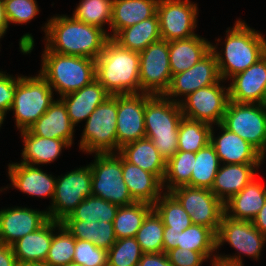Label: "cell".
I'll return each mask as SVG.
<instances>
[{
  "label": "cell",
  "mask_w": 266,
  "mask_h": 266,
  "mask_svg": "<svg viewBox=\"0 0 266 266\" xmlns=\"http://www.w3.org/2000/svg\"><path fill=\"white\" fill-rule=\"evenodd\" d=\"M42 29L50 51L90 59H96L110 39L101 28L64 14L51 17Z\"/></svg>",
  "instance_id": "cell-1"
},
{
  "label": "cell",
  "mask_w": 266,
  "mask_h": 266,
  "mask_svg": "<svg viewBox=\"0 0 266 266\" xmlns=\"http://www.w3.org/2000/svg\"><path fill=\"white\" fill-rule=\"evenodd\" d=\"M226 33L223 50H217L219 44H211L220 77L225 81L247 70L266 54V39L262 33L250 28L242 19H238Z\"/></svg>",
  "instance_id": "cell-2"
},
{
  "label": "cell",
  "mask_w": 266,
  "mask_h": 266,
  "mask_svg": "<svg viewBox=\"0 0 266 266\" xmlns=\"http://www.w3.org/2000/svg\"><path fill=\"white\" fill-rule=\"evenodd\" d=\"M139 52L120 47L111 38L95 59L96 80L111 95L139 94Z\"/></svg>",
  "instance_id": "cell-3"
},
{
  "label": "cell",
  "mask_w": 266,
  "mask_h": 266,
  "mask_svg": "<svg viewBox=\"0 0 266 266\" xmlns=\"http://www.w3.org/2000/svg\"><path fill=\"white\" fill-rule=\"evenodd\" d=\"M180 104L165 95L147 94L145 137L150 139L167 161L178 151V129L183 118Z\"/></svg>",
  "instance_id": "cell-4"
},
{
  "label": "cell",
  "mask_w": 266,
  "mask_h": 266,
  "mask_svg": "<svg viewBox=\"0 0 266 266\" xmlns=\"http://www.w3.org/2000/svg\"><path fill=\"white\" fill-rule=\"evenodd\" d=\"M39 74L60 97L96 79L95 59L59 54L44 47Z\"/></svg>",
  "instance_id": "cell-5"
},
{
  "label": "cell",
  "mask_w": 266,
  "mask_h": 266,
  "mask_svg": "<svg viewBox=\"0 0 266 266\" xmlns=\"http://www.w3.org/2000/svg\"><path fill=\"white\" fill-rule=\"evenodd\" d=\"M238 251L237 255L216 254V262L230 266H244L242 255L258 260L265 246L266 236L247 220H235L223 214L216 234V250L225 243Z\"/></svg>",
  "instance_id": "cell-6"
},
{
  "label": "cell",
  "mask_w": 266,
  "mask_h": 266,
  "mask_svg": "<svg viewBox=\"0 0 266 266\" xmlns=\"http://www.w3.org/2000/svg\"><path fill=\"white\" fill-rule=\"evenodd\" d=\"M54 90L38 73L37 76H20L16 83L14 101L11 107L15 126L19 131L28 129L43 115L55 101Z\"/></svg>",
  "instance_id": "cell-7"
},
{
  "label": "cell",
  "mask_w": 266,
  "mask_h": 266,
  "mask_svg": "<svg viewBox=\"0 0 266 266\" xmlns=\"http://www.w3.org/2000/svg\"><path fill=\"white\" fill-rule=\"evenodd\" d=\"M117 95H111L86 120L79 149L85 153H117Z\"/></svg>",
  "instance_id": "cell-8"
},
{
  "label": "cell",
  "mask_w": 266,
  "mask_h": 266,
  "mask_svg": "<svg viewBox=\"0 0 266 266\" xmlns=\"http://www.w3.org/2000/svg\"><path fill=\"white\" fill-rule=\"evenodd\" d=\"M89 165L92 171L93 196L118 206L133 204L122 177V156L117 153H96Z\"/></svg>",
  "instance_id": "cell-9"
},
{
  "label": "cell",
  "mask_w": 266,
  "mask_h": 266,
  "mask_svg": "<svg viewBox=\"0 0 266 266\" xmlns=\"http://www.w3.org/2000/svg\"><path fill=\"white\" fill-rule=\"evenodd\" d=\"M221 124L266 156V104L229 101Z\"/></svg>",
  "instance_id": "cell-10"
},
{
  "label": "cell",
  "mask_w": 266,
  "mask_h": 266,
  "mask_svg": "<svg viewBox=\"0 0 266 266\" xmlns=\"http://www.w3.org/2000/svg\"><path fill=\"white\" fill-rule=\"evenodd\" d=\"M89 196H93L90 165L71 170L64 176H58L54 198L47 208L49 219L63 221Z\"/></svg>",
  "instance_id": "cell-11"
},
{
  "label": "cell",
  "mask_w": 266,
  "mask_h": 266,
  "mask_svg": "<svg viewBox=\"0 0 266 266\" xmlns=\"http://www.w3.org/2000/svg\"><path fill=\"white\" fill-rule=\"evenodd\" d=\"M139 55L140 93L165 95L172 80L169 42L160 39L139 52Z\"/></svg>",
  "instance_id": "cell-12"
},
{
  "label": "cell",
  "mask_w": 266,
  "mask_h": 266,
  "mask_svg": "<svg viewBox=\"0 0 266 266\" xmlns=\"http://www.w3.org/2000/svg\"><path fill=\"white\" fill-rule=\"evenodd\" d=\"M221 82L225 80L221 79L184 97L179 102L184 118L214 126L220 124L230 101L228 87L221 85Z\"/></svg>",
  "instance_id": "cell-13"
},
{
  "label": "cell",
  "mask_w": 266,
  "mask_h": 266,
  "mask_svg": "<svg viewBox=\"0 0 266 266\" xmlns=\"http://www.w3.org/2000/svg\"><path fill=\"white\" fill-rule=\"evenodd\" d=\"M170 193L191 217L192 224L206 226L217 234L224 214V204L210 189L182 186Z\"/></svg>",
  "instance_id": "cell-14"
},
{
  "label": "cell",
  "mask_w": 266,
  "mask_h": 266,
  "mask_svg": "<svg viewBox=\"0 0 266 266\" xmlns=\"http://www.w3.org/2000/svg\"><path fill=\"white\" fill-rule=\"evenodd\" d=\"M198 6L190 0H159L156 14L160 35L168 42L197 35Z\"/></svg>",
  "instance_id": "cell-15"
},
{
  "label": "cell",
  "mask_w": 266,
  "mask_h": 266,
  "mask_svg": "<svg viewBox=\"0 0 266 266\" xmlns=\"http://www.w3.org/2000/svg\"><path fill=\"white\" fill-rule=\"evenodd\" d=\"M147 93L117 95V152L126 144L145 138Z\"/></svg>",
  "instance_id": "cell-16"
},
{
  "label": "cell",
  "mask_w": 266,
  "mask_h": 266,
  "mask_svg": "<svg viewBox=\"0 0 266 266\" xmlns=\"http://www.w3.org/2000/svg\"><path fill=\"white\" fill-rule=\"evenodd\" d=\"M221 80L217 59L212 50L190 69L172 76L171 84L165 96L174 102L198 89L216 84ZM177 98V99H175Z\"/></svg>",
  "instance_id": "cell-17"
},
{
  "label": "cell",
  "mask_w": 266,
  "mask_h": 266,
  "mask_svg": "<svg viewBox=\"0 0 266 266\" xmlns=\"http://www.w3.org/2000/svg\"><path fill=\"white\" fill-rule=\"evenodd\" d=\"M49 220L47 210L8 207L0 210V243L12 246L25 235L42 227Z\"/></svg>",
  "instance_id": "cell-18"
},
{
  "label": "cell",
  "mask_w": 266,
  "mask_h": 266,
  "mask_svg": "<svg viewBox=\"0 0 266 266\" xmlns=\"http://www.w3.org/2000/svg\"><path fill=\"white\" fill-rule=\"evenodd\" d=\"M230 101L266 104V54L247 70L230 78Z\"/></svg>",
  "instance_id": "cell-19"
},
{
  "label": "cell",
  "mask_w": 266,
  "mask_h": 266,
  "mask_svg": "<svg viewBox=\"0 0 266 266\" xmlns=\"http://www.w3.org/2000/svg\"><path fill=\"white\" fill-rule=\"evenodd\" d=\"M221 134L215 137L214 126L210 131V143L214 146L221 164L263 163L264 157L249 142L226 129L221 123L216 125Z\"/></svg>",
  "instance_id": "cell-20"
},
{
  "label": "cell",
  "mask_w": 266,
  "mask_h": 266,
  "mask_svg": "<svg viewBox=\"0 0 266 266\" xmlns=\"http://www.w3.org/2000/svg\"><path fill=\"white\" fill-rule=\"evenodd\" d=\"M8 176L12 187L38 198H54L56 177L47 174L37 166L23 163H9Z\"/></svg>",
  "instance_id": "cell-21"
},
{
  "label": "cell",
  "mask_w": 266,
  "mask_h": 266,
  "mask_svg": "<svg viewBox=\"0 0 266 266\" xmlns=\"http://www.w3.org/2000/svg\"><path fill=\"white\" fill-rule=\"evenodd\" d=\"M262 163L220 164L211 191L224 204L256 178Z\"/></svg>",
  "instance_id": "cell-22"
},
{
  "label": "cell",
  "mask_w": 266,
  "mask_h": 266,
  "mask_svg": "<svg viewBox=\"0 0 266 266\" xmlns=\"http://www.w3.org/2000/svg\"><path fill=\"white\" fill-rule=\"evenodd\" d=\"M28 130L39 137L62 139L71 146L74 143L75 126L71 123L66 106L60 98L55 100Z\"/></svg>",
  "instance_id": "cell-23"
},
{
  "label": "cell",
  "mask_w": 266,
  "mask_h": 266,
  "mask_svg": "<svg viewBox=\"0 0 266 266\" xmlns=\"http://www.w3.org/2000/svg\"><path fill=\"white\" fill-rule=\"evenodd\" d=\"M122 177L135 202H143L153 206L164 193L163 182L155 174L129 163L123 157Z\"/></svg>",
  "instance_id": "cell-24"
},
{
  "label": "cell",
  "mask_w": 266,
  "mask_h": 266,
  "mask_svg": "<svg viewBox=\"0 0 266 266\" xmlns=\"http://www.w3.org/2000/svg\"><path fill=\"white\" fill-rule=\"evenodd\" d=\"M111 94L96 79L83 88L59 97L66 106L71 123L86 121L98 105Z\"/></svg>",
  "instance_id": "cell-25"
},
{
  "label": "cell",
  "mask_w": 266,
  "mask_h": 266,
  "mask_svg": "<svg viewBox=\"0 0 266 266\" xmlns=\"http://www.w3.org/2000/svg\"><path fill=\"white\" fill-rule=\"evenodd\" d=\"M265 201L266 186L255 178L224 203V214L235 220L252 221Z\"/></svg>",
  "instance_id": "cell-26"
},
{
  "label": "cell",
  "mask_w": 266,
  "mask_h": 266,
  "mask_svg": "<svg viewBox=\"0 0 266 266\" xmlns=\"http://www.w3.org/2000/svg\"><path fill=\"white\" fill-rule=\"evenodd\" d=\"M20 132L24 143L21 153L23 160L20 162L23 164L31 166L49 164L59 158L62 149L71 147L62 139L39 137L33 135L28 129Z\"/></svg>",
  "instance_id": "cell-27"
},
{
  "label": "cell",
  "mask_w": 266,
  "mask_h": 266,
  "mask_svg": "<svg viewBox=\"0 0 266 266\" xmlns=\"http://www.w3.org/2000/svg\"><path fill=\"white\" fill-rule=\"evenodd\" d=\"M211 42L198 34L169 42V63L172 76L186 71L211 51Z\"/></svg>",
  "instance_id": "cell-28"
},
{
  "label": "cell",
  "mask_w": 266,
  "mask_h": 266,
  "mask_svg": "<svg viewBox=\"0 0 266 266\" xmlns=\"http://www.w3.org/2000/svg\"><path fill=\"white\" fill-rule=\"evenodd\" d=\"M54 235V220L19 239L12 245L18 264L45 262Z\"/></svg>",
  "instance_id": "cell-29"
},
{
  "label": "cell",
  "mask_w": 266,
  "mask_h": 266,
  "mask_svg": "<svg viewBox=\"0 0 266 266\" xmlns=\"http://www.w3.org/2000/svg\"><path fill=\"white\" fill-rule=\"evenodd\" d=\"M159 0H114L109 38L118 31L149 19L156 14Z\"/></svg>",
  "instance_id": "cell-30"
},
{
  "label": "cell",
  "mask_w": 266,
  "mask_h": 266,
  "mask_svg": "<svg viewBox=\"0 0 266 266\" xmlns=\"http://www.w3.org/2000/svg\"><path fill=\"white\" fill-rule=\"evenodd\" d=\"M118 153L129 163L155 174L163 181L166 160L160 155L150 139L145 137L126 144L120 148Z\"/></svg>",
  "instance_id": "cell-31"
},
{
  "label": "cell",
  "mask_w": 266,
  "mask_h": 266,
  "mask_svg": "<svg viewBox=\"0 0 266 266\" xmlns=\"http://www.w3.org/2000/svg\"><path fill=\"white\" fill-rule=\"evenodd\" d=\"M111 39L124 49L143 51L151 43L162 39L157 14L118 31Z\"/></svg>",
  "instance_id": "cell-32"
},
{
  "label": "cell",
  "mask_w": 266,
  "mask_h": 266,
  "mask_svg": "<svg viewBox=\"0 0 266 266\" xmlns=\"http://www.w3.org/2000/svg\"><path fill=\"white\" fill-rule=\"evenodd\" d=\"M61 224L75 239L87 240L106 251L110 249L117 239L113 222L63 220Z\"/></svg>",
  "instance_id": "cell-33"
},
{
  "label": "cell",
  "mask_w": 266,
  "mask_h": 266,
  "mask_svg": "<svg viewBox=\"0 0 266 266\" xmlns=\"http://www.w3.org/2000/svg\"><path fill=\"white\" fill-rule=\"evenodd\" d=\"M177 247L200 252L207 260L212 255L210 263L216 261V234L206 226L192 224L178 233Z\"/></svg>",
  "instance_id": "cell-34"
},
{
  "label": "cell",
  "mask_w": 266,
  "mask_h": 266,
  "mask_svg": "<svg viewBox=\"0 0 266 266\" xmlns=\"http://www.w3.org/2000/svg\"><path fill=\"white\" fill-rule=\"evenodd\" d=\"M152 209V205L143 202L119 206L113 221L116 238L135 237L144 218Z\"/></svg>",
  "instance_id": "cell-35"
},
{
  "label": "cell",
  "mask_w": 266,
  "mask_h": 266,
  "mask_svg": "<svg viewBox=\"0 0 266 266\" xmlns=\"http://www.w3.org/2000/svg\"><path fill=\"white\" fill-rule=\"evenodd\" d=\"M220 164L214 146L208 143L195 153L190 186L211 189Z\"/></svg>",
  "instance_id": "cell-36"
},
{
  "label": "cell",
  "mask_w": 266,
  "mask_h": 266,
  "mask_svg": "<svg viewBox=\"0 0 266 266\" xmlns=\"http://www.w3.org/2000/svg\"><path fill=\"white\" fill-rule=\"evenodd\" d=\"M194 160L195 153L178 150L166 161V170L162 181L166 192L178 187L190 186Z\"/></svg>",
  "instance_id": "cell-37"
},
{
  "label": "cell",
  "mask_w": 266,
  "mask_h": 266,
  "mask_svg": "<svg viewBox=\"0 0 266 266\" xmlns=\"http://www.w3.org/2000/svg\"><path fill=\"white\" fill-rule=\"evenodd\" d=\"M211 124L182 118L178 129V150L196 153L210 143Z\"/></svg>",
  "instance_id": "cell-38"
},
{
  "label": "cell",
  "mask_w": 266,
  "mask_h": 266,
  "mask_svg": "<svg viewBox=\"0 0 266 266\" xmlns=\"http://www.w3.org/2000/svg\"><path fill=\"white\" fill-rule=\"evenodd\" d=\"M153 209L161 217L164 227H170V230L183 231L192 225L191 217L170 192L165 191Z\"/></svg>",
  "instance_id": "cell-39"
},
{
  "label": "cell",
  "mask_w": 266,
  "mask_h": 266,
  "mask_svg": "<svg viewBox=\"0 0 266 266\" xmlns=\"http://www.w3.org/2000/svg\"><path fill=\"white\" fill-rule=\"evenodd\" d=\"M119 206L96 196H89L64 220L113 222Z\"/></svg>",
  "instance_id": "cell-40"
},
{
  "label": "cell",
  "mask_w": 266,
  "mask_h": 266,
  "mask_svg": "<svg viewBox=\"0 0 266 266\" xmlns=\"http://www.w3.org/2000/svg\"><path fill=\"white\" fill-rule=\"evenodd\" d=\"M74 252L75 238L61 222L54 221V235L45 263L49 266H65L73 262Z\"/></svg>",
  "instance_id": "cell-41"
},
{
  "label": "cell",
  "mask_w": 266,
  "mask_h": 266,
  "mask_svg": "<svg viewBox=\"0 0 266 266\" xmlns=\"http://www.w3.org/2000/svg\"><path fill=\"white\" fill-rule=\"evenodd\" d=\"M114 0H81L73 11V18L80 22L105 30L103 26L111 25Z\"/></svg>",
  "instance_id": "cell-42"
},
{
  "label": "cell",
  "mask_w": 266,
  "mask_h": 266,
  "mask_svg": "<svg viewBox=\"0 0 266 266\" xmlns=\"http://www.w3.org/2000/svg\"><path fill=\"white\" fill-rule=\"evenodd\" d=\"M164 225L161 217L152 209L144 218L135 236L143 253H162Z\"/></svg>",
  "instance_id": "cell-43"
},
{
  "label": "cell",
  "mask_w": 266,
  "mask_h": 266,
  "mask_svg": "<svg viewBox=\"0 0 266 266\" xmlns=\"http://www.w3.org/2000/svg\"><path fill=\"white\" fill-rule=\"evenodd\" d=\"M142 255L135 237L116 239L108 250V266H137Z\"/></svg>",
  "instance_id": "cell-44"
},
{
  "label": "cell",
  "mask_w": 266,
  "mask_h": 266,
  "mask_svg": "<svg viewBox=\"0 0 266 266\" xmlns=\"http://www.w3.org/2000/svg\"><path fill=\"white\" fill-rule=\"evenodd\" d=\"M73 262L83 266H108V251L87 240L75 239Z\"/></svg>",
  "instance_id": "cell-45"
},
{
  "label": "cell",
  "mask_w": 266,
  "mask_h": 266,
  "mask_svg": "<svg viewBox=\"0 0 266 266\" xmlns=\"http://www.w3.org/2000/svg\"><path fill=\"white\" fill-rule=\"evenodd\" d=\"M9 24H25L39 14L36 0H3Z\"/></svg>",
  "instance_id": "cell-46"
},
{
  "label": "cell",
  "mask_w": 266,
  "mask_h": 266,
  "mask_svg": "<svg viewBox=\"0 0 266 266\" xmlns=\"http://www.w3.org/2000/svg\"><path fill=\"white\" fill-rule=\"evenodd\" d=\"M7 72L0 71V112L7 116L10 111L16 91V83L19 76L8 75Z\"/></svg>",
  "instance_id": "cell-47"
},
{
  "label": "cell",
  "mask_w": 266,
  "mask_h": 266,
  "mask_svg": "<svg viewBox=\"0 0 266 266\" xmlns=\"http://www.w3.org/2000/svg\"><path fill=\"white\" fill-rule=\"evenodd\" d=\"M173 266H202L208 260L200 253L189 249L174 248L166 252Z\"/></svg>",
  "instance_id": "cell-48"
},
{
  "label": "cell",
  "mask_w": 266,
  "mask_h": 266,
  "mask_svg": "<svg viewBox=\"0 0 266 266\" xmlns=\"http://www.w3.org/2000/svg\"><path fill=\"white\" fill-rule=\"evenodd\" d=\"M137 266H173L166 253H143Z\"/></svg>",
  "instance_id": "cell-49"
},
{
  "label": "cell",
  "mask_w": 266,
  "mask_h": 266,
  "mask_svg": "<svg viewBox=\"0 0 266 266\" xmlns=\"http://www.w3.org/2000/svg\"><path fill=\"white\" fill-rule=\"evenodd\" d=\"M0 266H18L12 246L0 243Z\"/></svg>",
  "instance_id": "cell-50"
},
{
  "label": "cell",
  "mask_w": 266,
  "mask_h": 266,
  "mask_svg": "<svg viewBox=\"0 0 266 266\" xmlns=\"http://www.w3.org/2000/svg\"><path fill=\"white\" fill-rule=\"evenodd\" d=\"M181 232L182 231L170 230V227H164V233H163L164 253H166L171 249L177 248L178 233Z\"/></svg>",
  "instance_id": "cell-51"
},
{
  "label": "cell",
  "mask_w": 266,
  "mask_h": 266,
  "mask_svg": "<svg viewBox=\"0 0 266 266\" xmlns=\"http://www.w3.org/2000/svg\"><path fill=\"white\" fill-rule=\"evenodd\" d=\"M253 225L266 236V201L257 216L252 220Z\"/></svg>",
  "instance_id": "cell-52"
},
{
  "label": "cell",
  "mask_w": 266,
  "mask_h": 266,
  "mask_svg": "<svg viewBox=\"0 0 266 266\" xmlns=\"http://www.w3.org/2000/svg\"><path fill=\"white\" fill-rule=\"evenodd\" d=\"M9 22L6 16L4 2L0 0V36L4 37L8 30Z\"/></svg>",
  "instance_id": "cell-53"
},
{
  "label": "cell",
  "mask_w": 266,
  "mask_h": 266,
  "mask_svg": "<svg viewBox=\"0 0 266 266\" xmlns=\"http://www.w3.org/2000/svg\"><path fill=\"white\" fill-rule=\"evenodd\" d=\"M18 266H49V265L45 262H32V263L18 264Z\"/></svg>",
  "instance_id": "cell-54"
},
{
  "label": "cell",
  "mask_w": 266,
  "mask_h": 266,
  "mask_svg": "<svg viewBox=\"0 0 266 266\" xmlns=\"http://www.w3.org/2000/svg\"><path fill=\"white\" fill-rule=\"evenodd\" d=\"M211 266H230V265H225V264H222V263H219V262H212L211 264H210Z\"/></svg>",
  "instance_id": "cell-55"
},
{
  "label": "cell",
  "mask_w": 266,
  "mask_h": 266,
  "mask_svg": "<svg viewBox=\"0 0 266 266\" xmlns=\"http://www.w3.org/2000/svg\"><path fill=\"white\" fill-rule=\"evenodd\" d=\"M5 117H6V116L0 112V127H1L2 124H3V122H4V120H5Z\"/></svg>",
  "instance_id": "cell-56"
},
{
  "label": "cell",
  "mask_w": 266,
  "mask_h": 266,
  "mask_svg": "<svg viewBox=\"0 0 266 266\" xmlns=\"http://www.w3.org/2000/svg\"><path fill=\"white\" fill-rule=\"evenodd\" d=\"M65 266H83V265L76 264V263L72 262V263H69V264H67Z\"/></svg>",
  "instance_id": "cell-57"
}]
</instances>
